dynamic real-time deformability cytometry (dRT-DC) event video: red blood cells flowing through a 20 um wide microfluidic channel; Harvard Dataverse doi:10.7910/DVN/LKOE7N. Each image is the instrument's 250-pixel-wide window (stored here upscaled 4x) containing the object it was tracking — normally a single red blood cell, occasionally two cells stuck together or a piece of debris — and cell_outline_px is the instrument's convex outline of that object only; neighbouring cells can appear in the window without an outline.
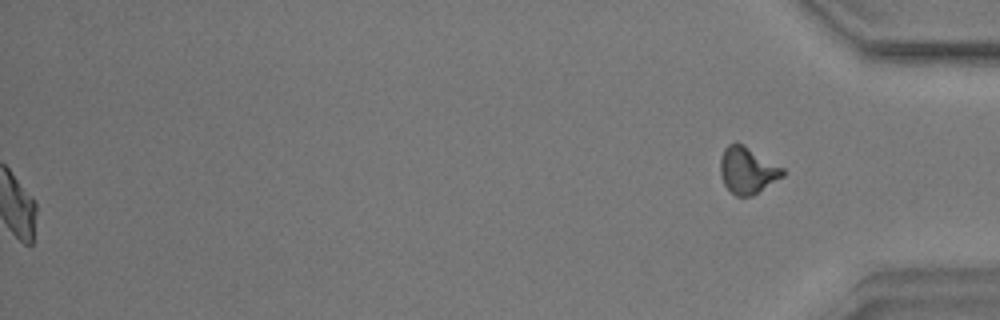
{"species": "common noctule bat (a hibernating species)", "species_latin": "Nyctalus noctula", "temperature_condition": "warm", "stored_images_in_passage": 58, "segment_of_instrument_passage": [2, 2], "camera_frame_rate_fps": 3000, "um_per_image_px": 0.085, "animal": {"sex": "male", "body_mass_g": 17.9}, "frame": {"image": 1, "passage_image": 58, "time_ms": 19.0, "image_size_px": [1000, 320], "cell_outline_px": [[784, 176], [752, 196], [736, 196], [724, 184], [720, 176], [720, 160], [724, 148], [728, 144], [736, 140], [744, 144], [784, 168]], "centroid_in_image_um": [63.52, 14.45], "position_along_channel_um": 371.7, "area_um2": 17.17}}